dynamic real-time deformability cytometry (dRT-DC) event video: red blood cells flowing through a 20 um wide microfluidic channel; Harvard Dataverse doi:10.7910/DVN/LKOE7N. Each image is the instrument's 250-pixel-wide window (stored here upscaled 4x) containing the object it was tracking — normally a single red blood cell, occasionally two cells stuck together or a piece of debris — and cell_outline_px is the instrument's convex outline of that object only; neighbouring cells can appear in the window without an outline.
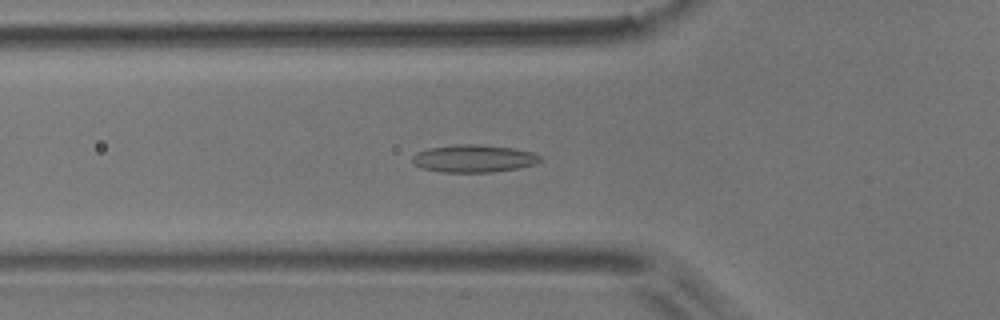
{"species": "common noctule bat (a hibernating species)", "species_latin": "Nyctalus noctula", "temperature_condition": "room temperature", "stored_images_in_passage": 52, "camera_frame_rate_fps": 3000, "um_per_image_px": 0.085, "animal": {"sex": "male", "body_mass_g": 17.9}, "frame": {"image": 1, "passage_image": 17, "time_ms": 5.333, "image_size_px": [1000, 320], "cell_outline_px": [[544, 160], [536, 164], [520, 168], [492, 172], [440, 172], [420, 168], [412, 160], [412, 156], [416, 152], [428, 148], [456, 144], [476, 144], [512, 148], [532, 152], [540, 156]], "centroid_in_image_um": [40.28, 13.48], "position_along_channel_um": 85.5, "area_um2": 20.69}}
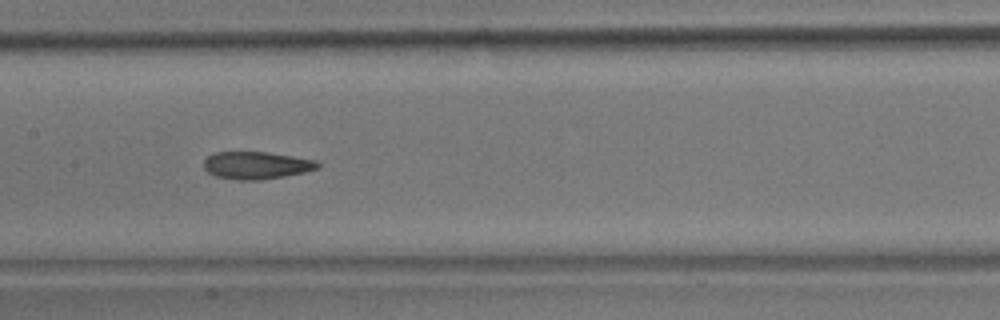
{"frame": {"image": 2, "passage_image": 25, "time_ms": 8.0, "image_size_px": [1000, 320], "cell_outline_px": [[320, 168], [304, 172], [284, 176], [260, 180], [236, 180], [216, 176], [208, 172], [204, 168], [204, 160], [208, 156], [216, 152], [268, 152], [316, 160], [320, 164]], "centroid_in_image_um": [21.8, 14.05], "position_along_channel_um": 185.6, "area_um2": 18.21}}
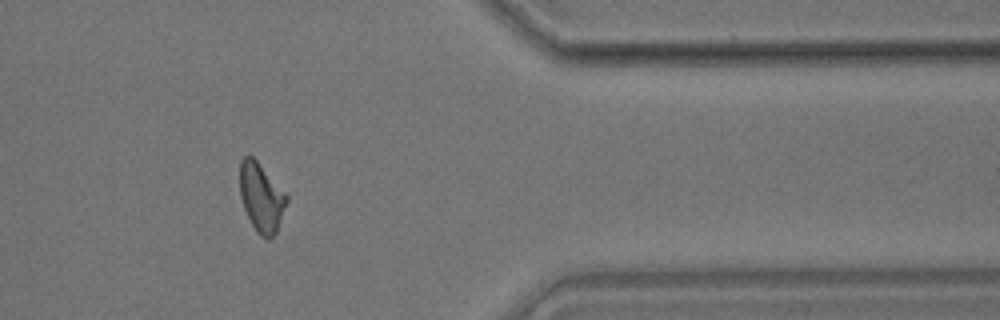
{"frame": {"image": 3, "passage_image": 43, "time_ms": 14.0, "image_size_px": [1000, 320], "cell_outline_px": [[288, 200], [276, 232], [268, 240], [260, 236], [256, 232], [244, 208], [240, 196], [240, 160], [244, 156], [252, 156], [256, 160], [288, 196]], "centroid_in_image_um": [22.2, 16.79], "position_along_channel_um": 389.2, "area_um2": 18.5}, "authors_computed_cell_mechanics": {"area_um2": 18.785, "velocity_mm_per_s": 3.7209, "shape_relaxation_time_tau1_ms": null, "shape_relaxation_time_tau2_ms": 3.0643, "deformation_change_tau1": null, "deformation_change_tau2": 0.1124}}